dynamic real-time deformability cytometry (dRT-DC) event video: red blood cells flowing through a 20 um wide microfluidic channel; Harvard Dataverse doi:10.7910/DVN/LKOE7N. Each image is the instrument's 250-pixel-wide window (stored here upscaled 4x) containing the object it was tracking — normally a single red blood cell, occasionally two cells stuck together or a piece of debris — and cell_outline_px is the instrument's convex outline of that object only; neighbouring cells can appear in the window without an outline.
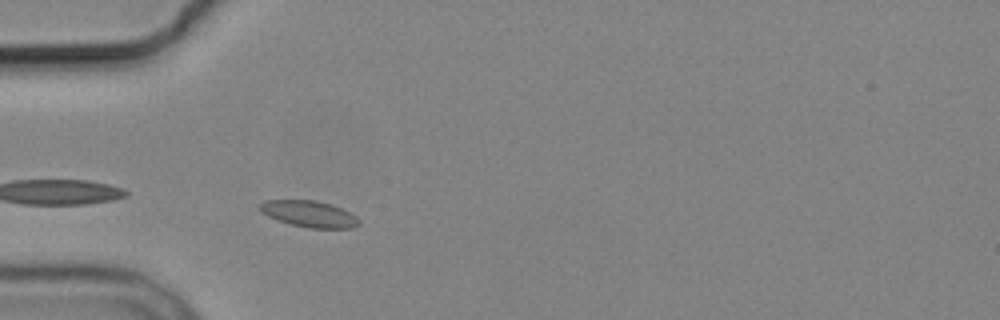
{"species": "common noctule bat (a hibernating species)", "species_latin": "Nyctalus noctula", "temperature_condition": "cold", "stored_images_in_passage": 3, "camera_frame_rate_fps": 3000, "um_per_image_px": 0.085, "animal": {"sex": "male", "body_mass_g": 19.2, "forearm_length_mm": 51.8}, "frame": {"image": 1, "passage_image": 3, "time_ms": 2.333, "image_size_px": [1000, 320], "cell_outline_px": [[360, 224], [352, 228], [308, 228], [292, 224], [268, 216], [260, 208], [260, 204], [264, 200], [316, 200], [332, 204], [356, 216], [360, 220]], "centroid_in_image_um": [26.32, 18.18], "position_along_channel_um": 58.7, "area_um2": 15.03}}